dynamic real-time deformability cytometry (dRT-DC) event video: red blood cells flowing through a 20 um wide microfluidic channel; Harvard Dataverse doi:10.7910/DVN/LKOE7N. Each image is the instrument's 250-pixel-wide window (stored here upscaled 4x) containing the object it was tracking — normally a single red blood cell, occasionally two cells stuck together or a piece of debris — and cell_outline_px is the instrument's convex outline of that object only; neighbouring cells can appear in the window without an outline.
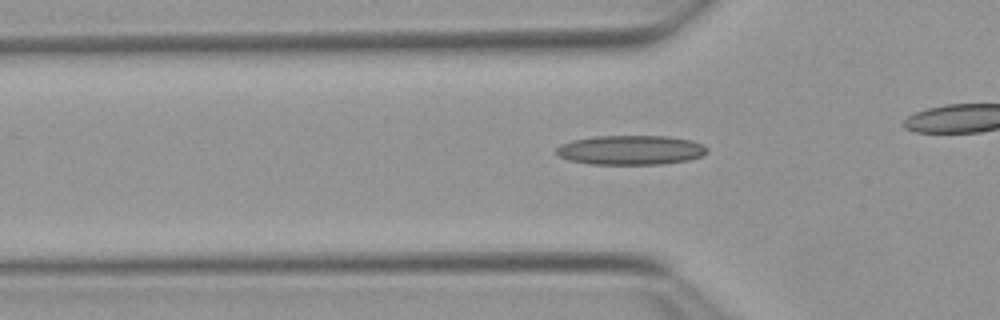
{"species": "Egyptian fruit bat (a non-hibernating species)", "species_latin": "Rousettus aegyptiacus", "temperature_condition": "warm", "stored_images_in_passage": 42, "camera_frame_rate_fps": 3000, "um_per_image_px": 0.085, "animal": {"sex": "female"}, "frame": {"image": 1, "passage_image": 17, "time_ms": 5.333, "image_size_px": [1000, 320], "cell_outline_px": [[708, 152], [700, 156], [688, 160], [660, 164], [588, 164], [568, 160], [560, 156], [556, 152], [556, 148], [560, 144], [572, 140], [592, 136], [668, 136], [692, 140], [708, 148]], "centroid_in_image_um": [53.58, 12.75], "position_along_channel_um": 72.2, "area_um2": 25.95}}
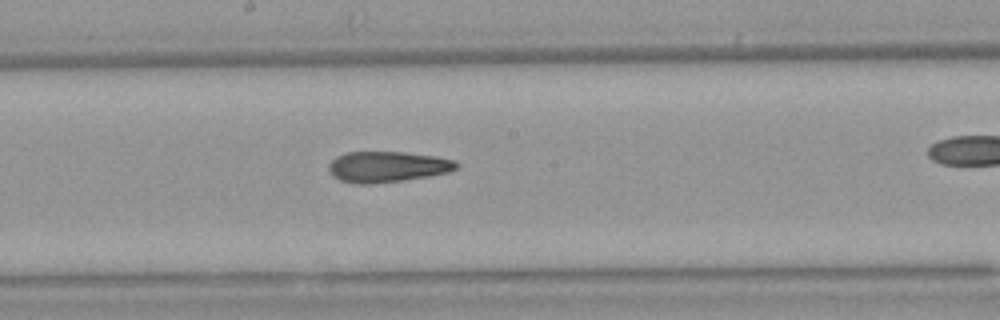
{"frame": {"image": 2, "passage_image": 28, "time_ms": 9.0, "image_size_px": [1000, 320], "cell_outline_px": [[460, 164], [456, 168], [448, 172], [428, 176], [404, 180], [372, 184], [356, 184], [340, 180], [332, 176], [328, 168], [328, 164], [336, 156], [344, 152], [404, 152], [436, 156], [456, 160]], "centroid_in_image_um": [32.91, 14.17], "position_along_channel_um": 215.3, "area_um2": 23.12}}
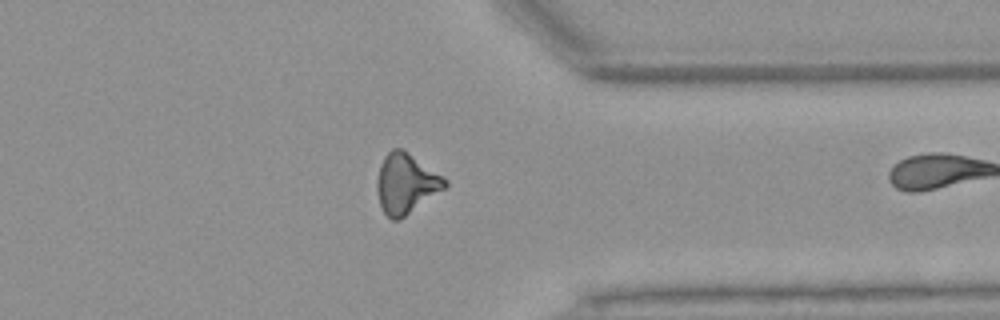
{"frame": {"image": 3, "passage_image": 41, "time_ms": 13.333, "image_size_px": [1000, 320], "cell_outline_px": [[448, 184], [444, 188], [400, 220], [392, 220], [384, 212], [380, 204], [376, 188], [376, 184], [380, 164], [384, 156], [392, 148], [404, 148], [444, 176], [448, 180]], "centroid_in_image_um": [34.51, 15.57], "position_along_channel_um": 376.9, "area_um2": 23.87}}